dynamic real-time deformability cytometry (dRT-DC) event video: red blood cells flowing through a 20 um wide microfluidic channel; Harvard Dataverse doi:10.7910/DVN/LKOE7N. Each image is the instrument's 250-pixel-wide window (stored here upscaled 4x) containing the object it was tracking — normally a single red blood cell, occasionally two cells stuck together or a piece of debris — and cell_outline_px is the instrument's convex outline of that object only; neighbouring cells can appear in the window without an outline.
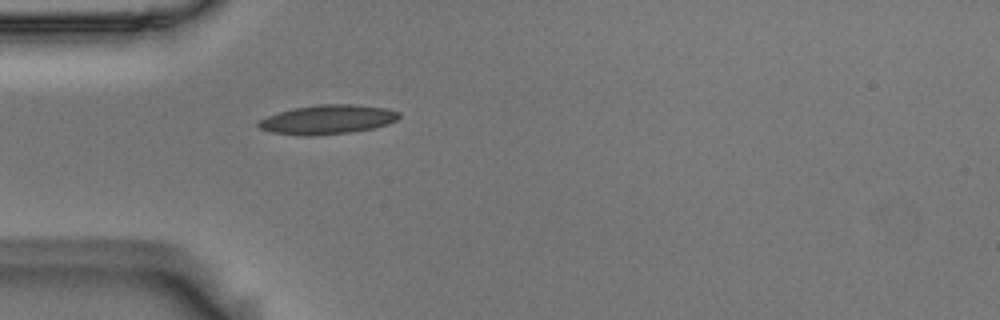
{"species": "Egyptian fruit bat (a non-hibernating species)", "species_latin": "Rousettus aegyptiacus", "temperature_condition": "room temperature", "stored_images_in_passage": 1, "camera_frame_rate_fps": 3000, "um_per_image_px": 0.085, "animal": {"sex": "male"}, "frame": {"image": 1, "passage_image": 1, "time_ms": 0.0, "image_size_px": [1000, 320], "cell_outline_px": [[400, 116], [396, 120], [388, 124], [372, 128], [348, 132], [312, 136], [300, 136], [272, 132], [260, 128], [256, 124], [260, 120], [268, 116], [292, 108], [320, 104], [352, 104], [384, 108], [400, 112]], "centroid_in_image_um": [27.83, 10.16], "position_along_channel_um": 57.2, "area_um2": 23.76}}